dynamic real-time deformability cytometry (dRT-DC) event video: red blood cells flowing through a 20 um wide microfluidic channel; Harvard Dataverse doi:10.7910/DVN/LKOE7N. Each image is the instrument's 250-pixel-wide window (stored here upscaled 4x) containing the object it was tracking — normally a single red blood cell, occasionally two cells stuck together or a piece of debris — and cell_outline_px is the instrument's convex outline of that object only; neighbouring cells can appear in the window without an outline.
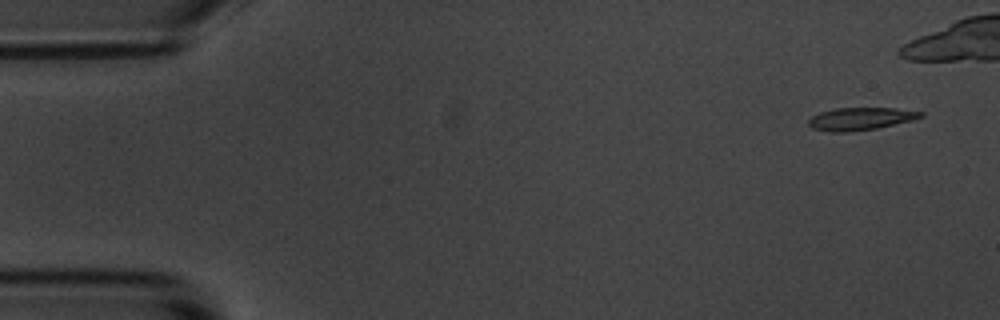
{"species": "common noctule bat (a hibernating species)", "species_latin": "Nyctalus noctula", "temperature_condition": "room temperature", "stored_images_in_passage": 11, "camera_frame_rate_fps": 3000, "um_per_image_px": 0.085, "animal": {"sex": "male", "body_mass_g": 20.1, "forearm_length_mm": 53.5}, "frame": {"image": 1, "passage_image": 1, "time_ms": 0.0, "image_size_px": [1000, 320], "cell_outline_px": [[924, 116], [912, 120], [876, 128], [848, 132], [832, 132], [812, 128], [808, 124], [808, 120], [812, 116], [820, 112], [836, 108], [896, 108], [924, 112]], "centroid_in_image_um": [73.14, 10.09], "position_along_channel_um": 11.9, "area_um2": 14.68}}